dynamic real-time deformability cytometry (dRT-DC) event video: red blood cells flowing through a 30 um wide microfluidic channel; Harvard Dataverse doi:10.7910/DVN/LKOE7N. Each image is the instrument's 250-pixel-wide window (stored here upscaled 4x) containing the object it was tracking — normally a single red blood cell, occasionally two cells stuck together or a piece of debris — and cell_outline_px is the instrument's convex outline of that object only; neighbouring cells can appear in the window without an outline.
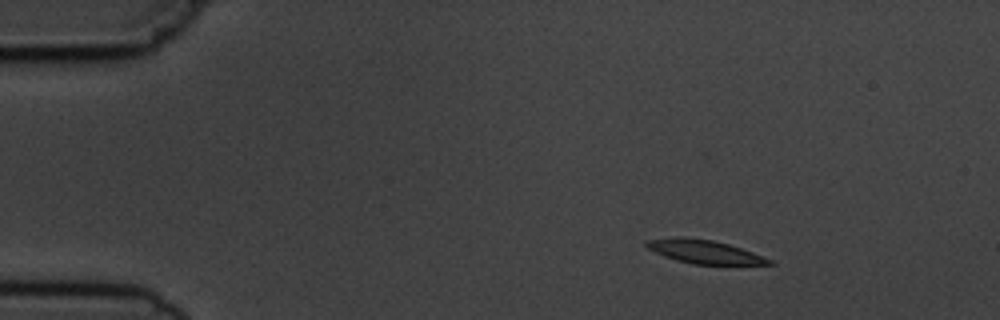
{"species": "common noctule bat (a hibernating species)", "species_latin": "Nyctalus noctula", "temperature_condition": "cold", "stored_images_in_passage": 4, "camera_frame_rate_fps": 3000, "um_per_image_px": 0.085, "animal": {"sex": "male", "body_mass_g": 19.5, "forearm_length_mm": 54.6}, "frame": {"image": 1, "passage_image": 2, "time_ms": 1.0, "image_size_px": [1000, 320], "cell_outline_px": [[776, 264], [692, 264], [676, 260], [664, 256], [648, 248], [644, 244], [648, 240], [676, 236], [680, 236], [712, 240], [728, 244], [752, 252], [772, 260]], "centroid_in_image_um": [59.84, 21.39], "position_along_channel_um": 25.2, "area_um2": 16.59}}